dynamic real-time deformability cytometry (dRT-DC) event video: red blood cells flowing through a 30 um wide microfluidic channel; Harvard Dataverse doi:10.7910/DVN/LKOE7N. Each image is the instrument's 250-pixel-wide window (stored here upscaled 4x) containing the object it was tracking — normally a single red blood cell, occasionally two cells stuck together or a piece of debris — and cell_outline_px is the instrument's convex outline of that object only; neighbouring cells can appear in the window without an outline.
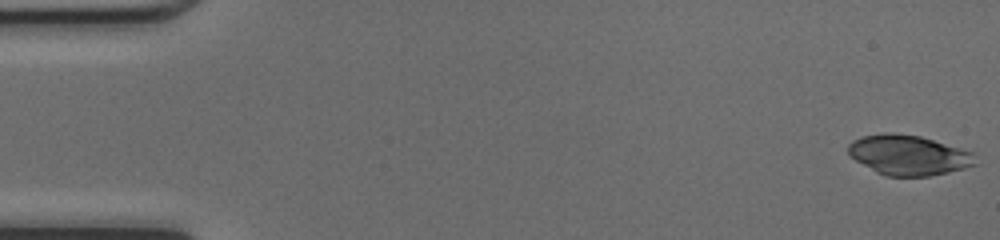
{"species": "common noctule bat (a hibernating species)", "species_latin": "Nyctalus noctula", "temperature_condition": "cold", "stored_images_in_passage": 48, "camera_frame_rate_fps": 3000, "um_per_image_px": 0.085, "animal": {"sex": "female", "body_mass_g": 17.0, "forearm_length_mm": 48.0}, "frame": {"image": 1, "passage_image": 1, "time_ms": 0.0, "image_size_px": [1000, 240], "cell_outline_px": [[976, 164], [964, 168], [948, 172], [928, 176], [884, 176], [876, 172], [856, 160], [848, 152], [848, 144], [852, 140], [860, 136], [884, 132], [892, 132], [920, 136], [976, 152]], "centroid_in_image_um": [77.24, 13.17], "position_along_channel_um": 7.8, "area_um2": 29.88}}